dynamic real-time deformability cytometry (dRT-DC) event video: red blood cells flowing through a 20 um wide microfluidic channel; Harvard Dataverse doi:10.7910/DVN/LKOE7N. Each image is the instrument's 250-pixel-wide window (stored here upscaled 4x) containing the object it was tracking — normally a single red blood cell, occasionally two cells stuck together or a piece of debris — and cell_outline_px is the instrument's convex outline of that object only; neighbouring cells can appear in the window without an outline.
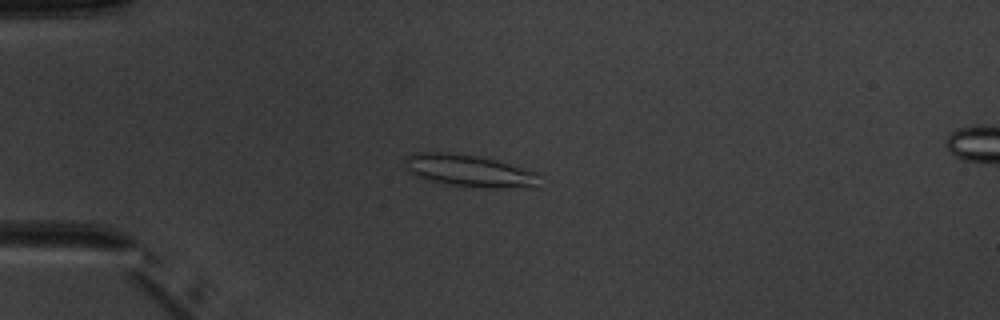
{"species": "common noctule bat (a hibernating species)", "species_latin": "Nyctalus noctula", "temperature_condition": "warm", "stored_images_in_passage": 6, "camera_frame_rate_fps": 3000, "um_per_image_px": 0.085, "animal": {"sex": "male", "body_mass_g": 20.1, "forearm_length_mm": 53.5}, "frame": {"image": 1, "passage_image": 5, "time_ms": 4.667, "image_size_px": [1000, 320], "cell_outline_px": [[536, 188], [492, 188], [452, 184], [432, 180], [416, 176], [408, 172], [404, 168], [404, 156], [412, 152], [448, 152], [480, 156], [496, 160], [536, 172]], "centroid_in_image_um": [39.81, 14.49], "position_along_channel_um": 45.2, "area_um2": 25.09}}